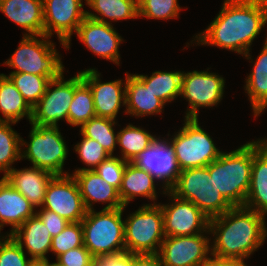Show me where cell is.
<instances>
[{"label":"cell","instance_id":"obj_39","mask_svg":"<svg viewBox=\"0 0 267 266\" xmlns=\"http://www.w3.org/2000/svg\"><path fill=\"white\" fill-rule=\"evenodd\" d=\"M14 238L7 233L0 237V266H28L31 258Z\"/></svg>","mask_w":267,"mask_h":266},{"label":"cell","instance_id":"obj_40","mask_svg":"<svg viewBox=\"0 0 267 266\" xmlns=\"http://www.w3.org/2000/svg\"><path fill=\"white\" fill-rule=\"evenodd\" d=\"M127 163L128 162L123 160L120 156L116 157L110 155L102 161L94 171L99 174L103 180H106L108 184L119 190Z\"/></svg>","mask_w":267,"mask_h":266},{"label":"cell","instance_id":"obj_13","mask_svg":"<svg viewBox=\"0 0 267 266\" xmlns=\"http://www.w3.org/2000/svg\"><path fill=\"white\" fill-rule=\"evenodd\" d=\"M83 5L82 0H43L44 35L57 34L61 45L70 49L73 32L86 18Z\"/></svg>","mask_w":267,"mask_h":266},{"label":"cell","instance_id":"obj_30","mask_svg":"<svg viewBox=\"0 0 267 266\" xmlns=\"http://www.w3.org/2000/svg\"><path fill=\"white\" fill-rule=\"evenodd\" d=\"M134 75L165 104L181 96V71H155L149 77L143 74Z\"/></svg>","mask_w":267,"mask_h":266},{"label":"cell","instance_id":"obj_26","mask_svg":"<svg viewBox=\"0 0 267 266\" xmlns=\"http://www.w3.org/2000/svg\"><path fill=\"white\" fill-rule=\"evenodd\" d=\"M155 180H157L149 171L137 167L134 163L128 162L122 184L119 189V196L123 206H127L135 197L141 196L146 199L155 200L158 197Z\"/></svg>","mask_w":267,"mask_h":266},{"label":"cell","instance_id":"obj_7","mask_svg":"<svg viewBox=\"0 0 267 266\" xmlns=\"http://www.w3.org/2000/svg\"><path fill=\"white\" fill-rule=\"evenodd\" d=\"M30 141L21 138V159H28L33 167L41 168L54 175H68L63 166L68 155V148L58 125L31 124Z\"/></svg>","mask_w":267,"mask_h":266},{"label":"cell","instance_id":"obj_45","mask_svg":"<svg viewBox=\"0 0 267 266\" xmlns=\"http://www.w3.org/2000/svg\"><path fill=\"white\" fill-rule=\"evenodd\" d=\"M199 266H225V259H219L211 256Z\"/></svg>","mask_w":267,"mask_h":266},{"label":"cell","instance_id":"obj_34","mask_svg":"<svg viewBox=\"0 0 267 266\" xmlns=\"http://www.w3.org/2000/svg\"><path fill=\"white\" fill-rule=\"evenodd\" d=\"M116 123L114 119L95 116L80 127V133L96 140L110 155H113L117 145V134L113 129Z\"/></svg>","mask_w":267,"mask_h":266},{"label":"cell","instance_id":"obj_42","mask_svg":"<svg viewBox=\"0 0 267 266\" xmlns=\"http://www.w3.org/2000/svg\"><path fill=\"white\" fill-rule=\"evenodd\" d=\"M39 210H35L36 215L45 224L52 237L57 236L70 223L56 212L42 208Z\"/></svg>","mask_w":267,"mask_h":266},{"label":"cell","instance_id":"obj_35","mask_svg":"<svg viewBox=\"0 0 267 266\" xmlns=\"http://www.w3.org/2000/svg\"><path fill=\"white\" fill-rule=\"evenodd\" d=\"M7 76L11 79L31 108L42 98L51 81V79L46 76H39L31 73H10Z\"/></svg>","mask_w":267,"mask_h":266},{"label":"cell","instance_id":"obj_14","mask_svg":"<svg viewBox=\"0 0 267 266\" xmlns=\"http://www.w3.org/2000/svg\"><path fill=\"white\" fill-rule=\"evenodd\" d=\"M207 233L210 234L209 229L203 234L165 237L158 252L162 265L199 266L211 253V238Z\"/></svg>","mask_w":267,"mask_h":266},{"label":"cell","instance_id":"obj_21","mask_svg":"<svg viewBox=\"0 0 267 266\" xmlns=\"http://www.w3.org/2000/svg\"><path fill=\"white\" fill-rule=\"evenodd\" d=\"M244 206L267 215V145L253 140V163L249 191Z\"/></svg>","mask_w":267,"mask_h":266},{"label":"cell","instance_id":"obj_15","mask_svg":"<svg viewBox=\"0 0 267 266\" xmlns=\"http://www.w3.org/2000/svg\"><path fill=\"white\" fill-rule=\"evenodd\" d=\"M73 97L74 77L65 80L62 74L51 80L42 98L32 108V119L29 123L58 125V121L62 119L68 123V111Z\"/></svg>","mask_w":267,"mask_h":266},{"label":"cell","instance_id":"obj_32","mask_svg":"<svg viewBox=\"0 0 267 266\" xmlns=\"http://www.w3.org/2000/svg\"><path fill=\"white\" fill-rule=\"evenodd\" d=\"M160 137L153 136L144 128L128 124L117 132V145L122 154V159L132 162L145 149L149 148Z\"/></svg>","mask_w":267,"mask_h":266},{"label":"cell","instance_id":"obj_18","mask_svg":"<svg viewBox=\"0 0 267 266\" xmlns=\"http://www.w3.org/2000/svg\"><path fill=\"white\" fill-rule=\"evenodd\" d=\"M132 163L149 171L157 180H161L163 191L169 190L180 174L172 147L164 138L162 140L159 138L149 148L143 150Z\"/></svg>","mask_w":267,"mask_h":266},{"label":"cell","instance_id":"obj_43","mask_svg":"<svg viewBox=\"0 0 267 266\" xmlns=\"http://www.w3.org/2000/svg\"><path fill=\"white\" fill-rule=\"evenodd\" d=\"M93 266H134V254L120 252L117 254L98 256L93 259Z\"/></svg>","mask_w":267,"mask_h":266},{"label":"cell","instance_id":"obj_49","mask_svg":"<svg viewBox=\"0 0 267 266\" xmlns=\"http://www.w3.org/2000/svg\"><path fill=\"white\" fill-rule=\"evenodd\" d=\"M263 141L267 145V138H264Z\"/></svg>","mask_w":267,"mask_h":266},{"label":"cell","instance_id":"obj_5","mask_svg":"<svg viewBox=\"0 0 267 266\" xmlns=\"http://www.w3.org/2000/svg\"><path fill=\"white\" fill-rule=\"evenodd\" d=\"M22 38L16 51L3 62L4 65L16 69L11 73H31L51 80L64 73V65L55 44L49 39L51 37L23 35Z\"/></svg>","mask_w":267,"mask_h":266},{"label":"cell","instance_id":"obj_25","mask_svg":"<svg viewBox=\"0 0 267 266\" xmlns=\"http://www.w3.org/2000/svg\"><path fill=\"white\" fill-rule=\"evenodd\" d=\"M125 113L136 117L161 114L165 103L134 75L126 72Z\"/></svg>","mask_w":267,"mask_h":266},{"label":"cell","instance_id":"obj_41","mask_svg":"<svg viewBox=\"0 0 267 266\" xmlns=\"http://www.w3.org/2000/svg\"><path fill=\"white\" fill-rule=\"evenodd\" d=\"M93 259L92 254L83 245L59 255L55 264L58 266H93Z\"/></svg>","mask_w":267,"mask_h":266},{"label":"cell","instance_id":"obj_22","mask_svg":"<svg viewBox=\"0 0 267 266\" xmlns=\"http://www.w3.org/2000/svg\"><path fill=\"white\" fill-rule=\"evenodd\" d=\"M35 207L3 177L0 179V232L5 225L13 233L26 220L36 214Z\"/></svg>","mask_w":267,"mask_h":266},{"label":"cell","instance_id":"obj_2","mask_svg":"<svg viewBox=\"0 0 267 266\" xmlns=\"http://www.w3.org/2000/svg\"><path fill=\"white\" fill-rule=\"evenodd\" d=\"M265 215L245 206H234L209 219L214 237L210 256L219 259H248L267 237Z\"/></svg>","mask_w":267,"mask_h":266},{"label":"cell","instance_id":"obj_28","mask_svg":"<svg viewBox=\"0 0 267 266\" xmlns=\"http://www.w3.org/2000/svg\"><path fill=\"white\" fill-rule=\"evenodd\" d=\"M0 121L17 123L26 117L30 122L32 119V108L24 100L22 94L15 87L11 79L0 74Z\"/></svg>","mask_w":267,"mask_h":266},{"label":"cell","instance_id":"obj_44","mask_svg":"<svg viewBox=\"0 0 267 266\" xmlns=\"http://www.w3.org/2000/svg\"><path fill=\"white\" fill-rule=\"evenodd\" d=\"M134 266H163L158 253L134 254Z\"/></svg>","mask_w":267,"mask_h":266},{"label":"cell","instance_id":"obj_24","mask_svg":"<svg viewBox=\"0 0 267 266\" xmlns=\"http://www.w3.org/2000/svg\"><path fill=\"white\" fill-rule=\"evenodd\" d=\"M10 235L23 250L25 247L31 259H48L46 254L51 250L52 236L36 214Z\"/></svg>","mask_w":267,"mask_h":266},{"label":"cell","instance_id":"obj_12","mask_svg":"<svg viewBox=\"0 0 267 266\" xmlns=\"http://www.w3.org/2000/svg\"><path fill=\"white\" fill-rule=\"evenodd\" d=\"M172 203L161 204L164 232L167 236H191L209 229V218L191 201L175 196L170 190L163 191Z\"/></svg>","mask_w":267,"mask_h":266},{"label":"cell","instance_id":"obj_9","mask_svg":"<svg viewBox=\"0 0 267 266\" xmlns=\"http://www.w3.org/2000/svg\"><path fill=\"white\" fill-rule=\"evenodd\" d=\"M198 121V118H185L179 132L170 141L166 139L180 170L208 166L222 154Z\"/></svg>","mask_w":267,"mask_h":266},{"label":"cell","instance_id":"obj_36","mask_svg":"<svg viewBox=\"0 0 267 266\" xmlns=\"http://www.w3.org/2000/svg\"><path fill=\"white\" fill-rule=\"evenodd\" d=\"M181 7L177 0H141L138 3V17L148 19L179 18Z\"/></svg>","mask_w":267,"mask_h":266},{"label":"cell","instance_id":"obj_10","mask_svg":"<svg viewBox=\"0 0 267 266\" xmlns=\"http://www.w3.org/2000/svg\"><path fill=\"white\" fill-rule=\"evenodd\" d=\"M206 71H182L181 96L188 101L185 118H198L200 107L217 106L223 99L225 79Z\"/></svg>","mask_w":267,"mask_h":266},{"label":"cell","instance_id":"obj_8","mask_svg":"<svg viewBox=\"0 0 267 266\" xmlns=\"http://www.w3.org/2000/svg\"><path fill=\"white\" fill-rule=\"evenodd\" d=\"M126 252L158 253L165 239L164 219L159 204H144L124 220Z\"/></svg>","mask_w":267,"mask_h":266},{"label":"cell","instance_id":"obj_19","mask_svg":"<svg viewBox=\"0 0 267 266\" xmlns=\"http://www.w3.org/2000/svg\"><path fill=\"white\" fill-rule=\"evenodd\" d=\"M76 179L87 211L94 210L96 202L108 203L103 209L123 208L119 190L103 180L94 170L72 173Z\"/></svg>","mask_w":267,"mask_h":266},{"label":"cell","instance_id":"obj_16","mask_svg":"<svg viewBox=\"0 0 267 266\" xmlns=\"http://www.w3.org/2000/svg\"><path fill=\"white\" fill-rule=\"evenodd\" d=\"M77 37L95 55L120 64L119 46L124 39L112 24L86 17L76 31Z\"/></svg>","mask_w":267,"mask_h":266},{"label":"cell","instance_id":"obj_4","mask_svg":"<svg viewBox=\"0 0 267 266\" xmlns=\"http://www.w3.org/2000/svg\"><path fill=\"white\" fill-rule=\"evenodd\" d=\"M126 206L118 209L87 211L81 221L84 246L94 258L126 252L124 221L122 214Z\"/></svg>","mask_w":267,"mask_h":266},{"label":"cell","instance_id":"obj_47","mask_svg":"<svg viewBox=\"0 0 267 266\" xmlns=\"http://www.w3.org/2000/svg\"><path fill=\"white\" fill-rule=\"evenodd\" d=\"M28 266H50L48 259H31Z\"/></svg>","mask_w":267,"mask_h":266},{"label":"cell","instance_id":"obj_29","mask_svg":"<svg viewBox=\"0 0 267 266\" xmlns=\"http://www.w3.org/2000/svg\"><path fill=\"white\" fill-rule=\"evenodd\" d=\"M96 13L86 11V17L99 22L112 24L111 21L138 18V2L136 0H84ZM100 15V16H99ZM111 21H108V20Z\"/></svg>","mask_w":267,"mask_h":266},{"label":"cell","instance_id":"obj_1","mask_svg":"<svg viewBox=\"0 0 267 266\" xmlns=\"http://www.w3.org/2000/svg\"><path fill=\"white\" fill-rule=\"evenodd\" d=\"M266 24L267 0H224L217 17L192 41L234 51L251 60L250 47Z\"/></svg>","mask_w":267,"mask_h":266},{"label":"cell","instance_id":"obj_46","mask_svg":"<svg viewBox=\"0 0 267 266\" xmlns=\"http://www.w3.org/2000/svg\"><path fill=\"white\" fill-rule=\"evenodd\" d=\"M244 260L245 259H238V258L225 259V266H247Z\"/></svg>","mask_w":267,"mask_h":266},{"label":"cell","instance_id":"obj_20","mask_svg":"<svg viewBox=\"0 0 267 266\" xmlns=\"http://www.w3.org/2000/svg\"><path fill=\"white\" fill-rule=\"evenodd\" d=\"M55 175L51 172L30 167L23 169L12 168L3 178L35 207L43 205L46 188Z\"/></svg>","mask_w":267,"mask_h":266},{"label":"cell","instance_id":"obj_23","mask_svg":"<svg viewBox=\"0 0 267 266\" xmlns=\"http://www.w3.org/2000/svg\"><path fill=\"white\" fill-rule=\"evenodd\" d=\"M0 11L26 31L44 35L43 0H0Z\"/></svg>","mask_w":267,"mask_h":266},{"label":"cell","instance_id":"obj_38","mask_svg":"<svg viewBox=\"0 0 267 266\" xmlns=\"http://www.w3.org/2000/svg\"><path fill=\"white\" fill-rule=\"evenodd\" d=\"M84 245L81 222L69 223L57 236L52 237L51 252L56 258L68 250Z\"/></svg>","mask_w":267,"mask_h":266},{"label":"cell","instance_id":"obj_48","mask_svg":"<svg viewBox=\"0 0 267 266\" xmlns=\"http://www.w3.org/2000/svg\"><path fill=\"white\" fill-rule=\"evenodd\" d=\"M50 266H58V265L53 262V263H50Z\"/></svg>","mask_w":267,"mask_h":266},{"label":"cell","instance_id":"obj_6","mask_svg":"<svg viewBox=\"0 0 267 266\" xmlns=\"http://www.w3.org/2000/svg\"><path fill=\"white\" fill-rule=\"evenodd\" d=\"M169 190L178 198L191 201L209 219L233 207L216 188L207 166L180 170L176 183Z\"/></svg>","mask_w":267,"mask_h":266},{"label":"cell","instance_id":"obj_17","mask_svg":"<svg viewBox=\"0 0 267 266\" xmlns=\"http://www.w3.org/2000/svg\"><path fill=\"white\" fill-rule=\"evenodd\" d=\"M81 73L83 81L91 89L96 116L115 120L121 106L125 107L126 78L123 83L121 79L101 82V74L95 68L86 69Z\"/></svg>","mask_w":267,"mask_h":266},{"label":"cell","instance_id":"obj_27","mask_svg":"<svg viewBox=\"0 0 267 266\" xmlns=\"http://www.w3.org/2000/svg\"><path fill=\"white\" fill-rule=\"evenodd\" d=\"M263 48L254 61L253 69L245 79L244 90L248 94L253 113L258 117L267 108V36Z\"/></svg>","mask_w":267,"mask_h":266},{"label":"cell","instance_id":"obj_33","mask_svg":"<svg viewBox=\"0 0 267 266\" xmlns=\"http://www.w3.org/2000/svg\"><path fill=\"white\" fill-rule=\"evenodd\" d=\"M14 122L0 121V172L5 176L14 162L21 159V137L13 130Z\"/></svg>","mask_w":267,"mask_h":266},{"label":"cell","instance_id":"obj_31","mask_svg":"<svg viewBox=\"0 0 267 266\" xmlns=\"http://www.w3.org/2000/svg\"><path fill=\"white\" fill-rule=\"evenodd\" d=\"M95 116L91 89L83 81L82 73L78 72L74 75V97L68 111V124L81 127Z\"/></svg>","mask_w":267,"mask_h":266},{"label":"cell","instance_id":"obj_11","mask_svg":"<svg viewBox=\"0 0 267 266\" xmlns=\"http://www.w3.org/2000/svg\"><path fill=\"white\" fill-rule=\"evenodd\" d=\"M42 209L56 212L70 223L81 222L86 216L80 189L73 175H55L47 185Z\"/></svg>","mask_w":267,"mask_h":266},{"label":"cell","instance_id":"obj_3","mask_svg":"<svg viewBox=\"0 0 267 266\" xmlns=\"http://www.w3.org/2000/svg\"><path fill=\"white\" fill-rule=\"evenodd\" d=\"M253 163V141L222 154L207 168L224 198L234 206H244L249 191Z\"/></svg>","mask_w":267,"mask_h":266},{"label":"cell","instance_id":"obj_37","mask_svg":"<svg viewBox=\"0 0 267 266\" xmlns=\"http://www.w3.org/2000/svg\"><path fill=\"white\" fill-rule=\"evenodd\" d=\"M81 136V141L74 146V149L75 152L79 154L81 162L88 167H82L77 170L75 169L74 172L94 170L102 161L110 156V154L101 146L99 142L83 135Z\"/></svg>","mask_w":267,"mask_h":266}]
</instances>
